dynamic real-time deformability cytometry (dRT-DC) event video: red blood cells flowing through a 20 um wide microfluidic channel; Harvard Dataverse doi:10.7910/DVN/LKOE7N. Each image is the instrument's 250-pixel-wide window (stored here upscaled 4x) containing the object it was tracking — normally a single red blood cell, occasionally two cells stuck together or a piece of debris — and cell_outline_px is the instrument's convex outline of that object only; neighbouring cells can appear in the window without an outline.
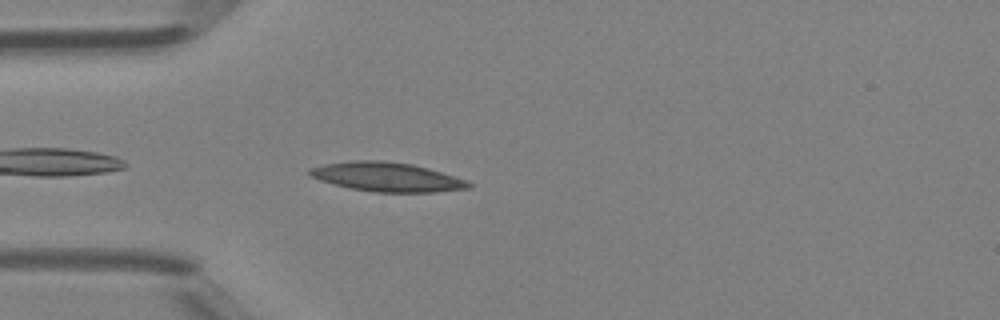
{"species": "Egyptian fruit bat (a non-hibernating species)", "species_latin": "Rousettus aegyptiacus", "temperature_condition": "room temperature", "stored_images_in_passage": 33, "camera_frame_rate_fps": 3000, "um_per_image_px": 0.085, "animal": {"sex": "female"}, "frame": {"image": 1, "passage_image": 3, "time_ms": 0.667, "image_size_px": [1000, 320], "cell_outline_px": [[472, 188], [436, 192], [372, 192], [352, 188], [320, 180], [312, 176], [308, 172], [308, 168], [324, 164], [356, 160], [384, 160], [412, 164], [428, 168], [468, 180], [472, 184]], "centroid_in_image_um": [32.94, 15.04], "position_along_channel_um": 52.1, "area_um2": 26.99}}
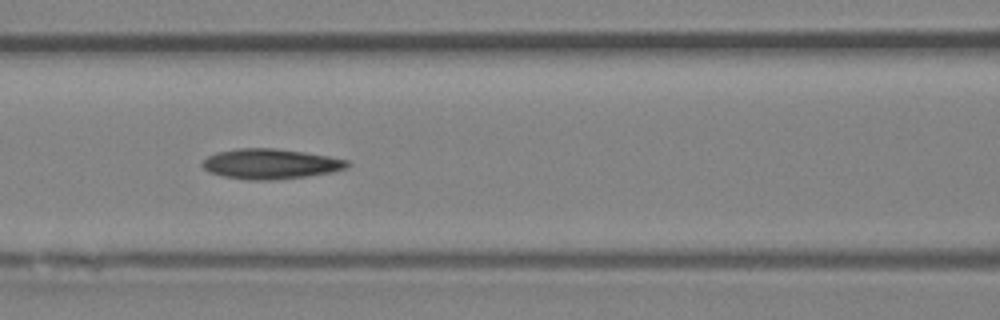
{"frame": {"image": 2, "passage_image": 10, "time_ms": 3.0, "image_size_px": [1000, 320], "cell_outline_px": [[352, 164], [348, 168], [332, 172], [308, 176], [272, 180], [248, 180], [224, 176], [208, 172], [200, 164], [208, 156], [216, 152], [240, 148], [276, 148], [304, 152], [328, 156], [348, 160]], "centroid_in_image_um": [23.01, 13.93], "position_along_channel_um": 143.6, "area_um2": 25.61}}
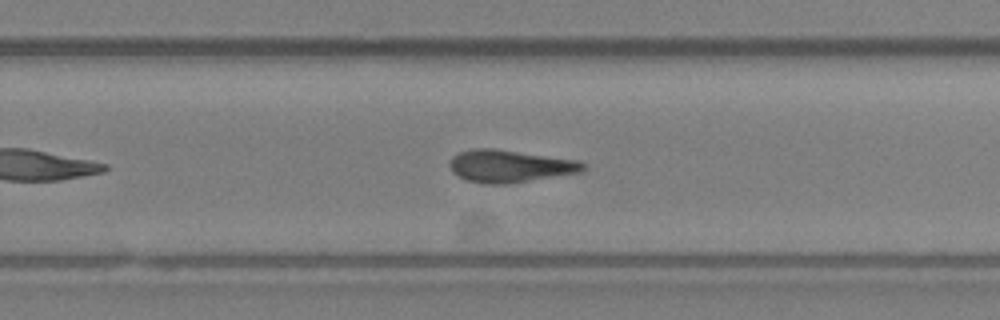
{"frame": {"image": 3, "passage_image": 20, "time_ms": 6.333, "image_size_px": [1000, 320], "cell_outline_px": [[584, 172], [508, 184], [484, 184], [468, 180], [452, 172], [448, 164], [452, 156], [460, 152], [472, 148], [492, 148], [580, 160], [584, 164]], "centroid_in_image_um": [43.35, 14.12], "position_along_channel_um": 286.5, "area_um2": 25.37}, "authors_computed_cell_mechanics": {"area_um2": 25.3742, "velocity_mm_per_s": 4.3115, "shape_relaxation_time_tau1_ms": 10.0947, "shape_relaxation_time_tau2_ms": 10.8117, "deformation_change_tau1": 0.1877, "deformation_change_tau2": 0.2807}}